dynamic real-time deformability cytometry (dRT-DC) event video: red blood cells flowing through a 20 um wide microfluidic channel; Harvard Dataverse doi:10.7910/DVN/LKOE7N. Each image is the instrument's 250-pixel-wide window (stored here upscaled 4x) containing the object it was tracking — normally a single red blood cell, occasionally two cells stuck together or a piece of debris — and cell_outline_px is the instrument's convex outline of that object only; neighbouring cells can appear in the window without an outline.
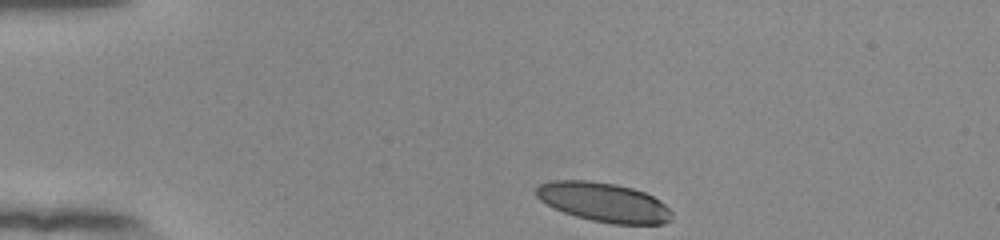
{"species": "human", "species_latin": "Homo sapiens", "temperature_condition": "room temperature", "stored_images_in_passage": 36, "camera_frame_rate_fps": 3000, "um_per_image_px": 0.085, "donor": {"sex": "female"}, "frame": {"image": 1, "passage_image": 1, "time_ms": 0.0, "image_size_px": [1000, 240], "cell_outline_px": [[672, 220], [664, 224], [612, 224], [592, 220], [576, 216], [564, 212], [540, 200], [536, 196], [536, 188], [540, 184], [552, 180], [588, 180], [616, 184], [632, 188], [644, 192], [660, 200], [672, 212]], "centroid_in_image_um": [51.34, 17.19], "position_along_channel_um": 33.7, "area_um2": 30.98}}
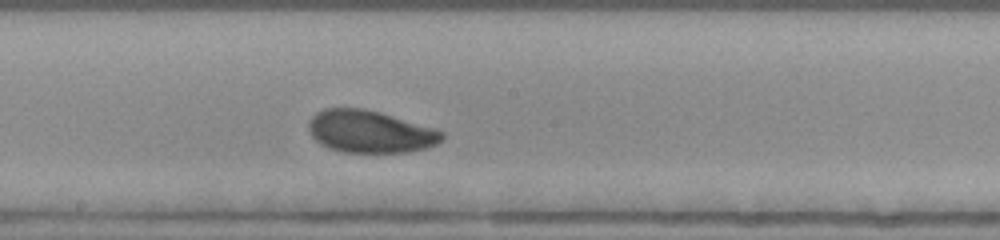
{"frame": {"image": 2, "passage_image": 20, "time_ms": 6.333, "image_size_px": [1000, 240], "cell_outline_px": [[444, 140], [436, 144], [424, 148], [408, 152], [340, 152], [328, 148], [320, 144], [312, 136], [308, 128], [308, 124], [312, 116], [316, 112], [324, 108], [364, 108], [380, 112], [436, 128], [444, 132]], "centroid_in_image_um": [31.46, 11.18], "position_along_channel_um": 216.7, "area_um2": 33.12}}
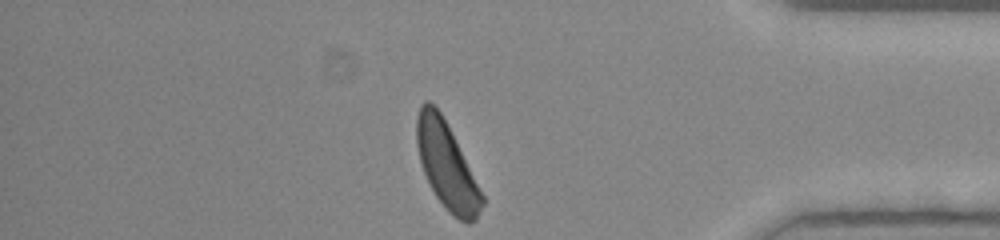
{"frame": {"image": 3, "passage_image": 36, "time_ms": 11.667, "image_size_px": [1000, 240], "cell_outline_px": [[484, 204], [476, 220], [472, 224], [468, 224], [452, 216], [448, 212], [436, 196], [424, 172], [420, 160], [416, 144], [416, 116], [420, 104], [424, 100], [428, 100], [440, 112], [484, 196]], "centroid_in_image_um": [37.96, 14.11], "position_along_channel_um": 397.2, "area_um2": 32.43}, "authors_computed_cell_mechanics": {"area_um2": 33.0038, "velocity_mm_per_s": 3.855, "shape_relaxation_time_tau1_ms": 3.1488, "shape_relaxation_time_tau2_ms": 7.2916, "deformation_change_tau1": 0.1337, "deformation_change_tau2": 0.1518}}